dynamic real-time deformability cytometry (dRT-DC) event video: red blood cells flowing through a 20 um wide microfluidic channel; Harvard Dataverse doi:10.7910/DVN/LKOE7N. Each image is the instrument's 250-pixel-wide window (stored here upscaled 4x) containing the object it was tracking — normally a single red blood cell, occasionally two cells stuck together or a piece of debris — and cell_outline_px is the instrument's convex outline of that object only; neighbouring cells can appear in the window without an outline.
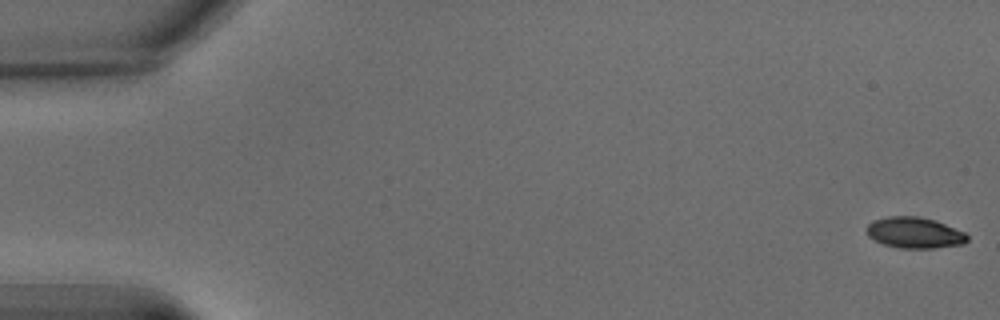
{"species": "common noctule bat (a hibernating species)", "species_latin": "Nyctalus noctula", "temperature_condition": "warm", "stored_images_in_passage": 65, "camera_frame_rate_fps": 3000, "um_per_image_px": 0.085, "animal": {"sex": "male", "body_mass_g": 15.6}, "frame": {"image": 1, "passage_image": 1, "time_ms": 0.0, "image_size_px": [1000, 320], "cell_outline_px": [[968, 240], [964, 244], [932, 248], [900, 248], [884, 244], [868, 236], [868, 224], [872, 220], [888, 216], [916, 216], [936, 220], [964, 232], [968, 236]], "centroid_in_image_um": [77.75, 19.77], "position_along_channel_um": 7.2, "area_um2": 18.09}}
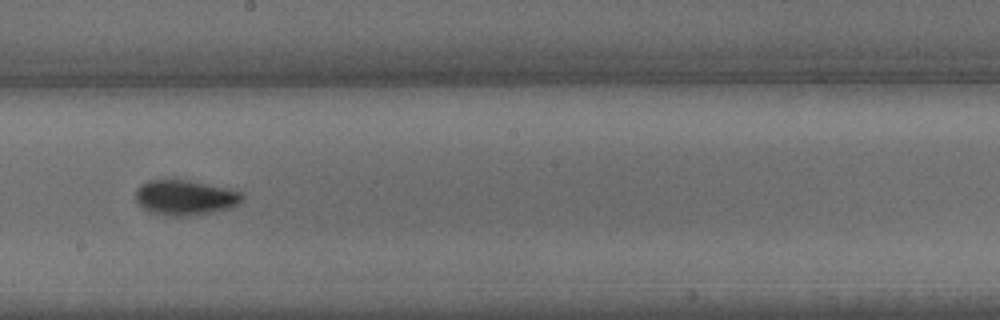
{"frame": {"image": 2, "passage_image": 37, "time_ms": 12.0, "image_size_px": [1000, 320], "cell_outline_px": [[244, 196], [240, 204], [228, 208], [212, 212], [192, 216], [164, 216], [152, 212], [144, 208], [136, 200], [136, 188], [140, 184], [148, 180], [188, 180], [228, 188], [240, 192]], "centroid_in_image_um": [15.74, 16.79], "position_along_channel_um": 232.5, "area_um2": 21.85}}
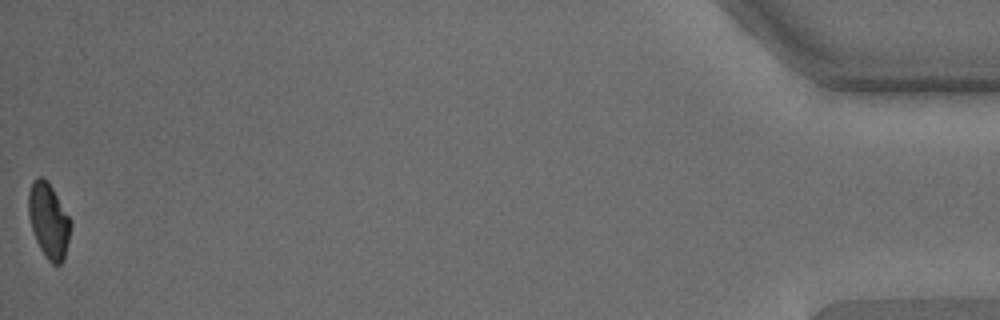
{"frame": {"image": 3, "passage_image": 65, "time_ms": 21.333, "image_size_px": [1000, 320], "cell_outline_px": [[72, 224], [64, 260], [60, 264], [52, 264], [44, 256], [36, 240], [28, 216], [28, 192], [32, 180], [36, 176], [40, 176], [52, 188], [72, 220]], "centroid_in_image_um": [4.14, 18.76], "position_along_channel_um": 431.1, "area_um2": 18.5}, "authors_computed_cell_mechanics": {"area_um2": 19.5364, "velocity_mm_per_s": 3.1418, "shape_relaxation_time_tau1_ms": 4.6409, "shape_relaxation_time_tau2_ms": 2.4182, "deformation_change_tau1": 0.1388, "deformation_change_tau2": 0.063}}